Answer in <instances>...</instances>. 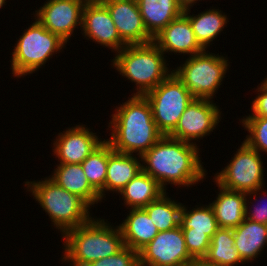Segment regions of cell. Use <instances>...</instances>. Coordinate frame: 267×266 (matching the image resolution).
Here are the masks:
<instances>
[{"label":"cell","mask_w":267,"mask_h":266,"mask_svg":"<svg viewBox=\"0 0 267 266\" xmlns=\"http://www.w3.org/2000/svg\"><path fill=\"white\" fill-rule=\"evenodd\" d=\"M83 126L68 129L54 142V153L64 164H81L103 142Z\"/></svg>","instance_id":"obj_15"},{"label":"cell","mask_w":267,"mask_h":266,"mask_svg":"<svg viewBox=\"0 0 267 266\" xmlns=\"http://www.w3.org/2000/svg\"><path fill=\"white\" fill-rule=\"evenodd\" d=\"M119 227L124 246L137 252L150 243L159 232L143 208L131 209L130 214Z\"/></svg>","instance_id":"obj_18"},{"label":"cell","mask_w":267,"mask_h":266,"mask_svg":"<svg viewBox=\"0 0 267 266\" xmlns=\"http://www.w3.org/2000/svg\"><path fill=\"white\" fill-rule=\"evenodd\" d=\"M194 259L189 255L180 226L160 231L139 251L140 266H184Z\"/></svg>","instance_id":"obj_10"},{"label":"cell","mask_w":267,"mask_h":266,"mask_svg":"<svg viewBox=\"0 0 267 266\" xmlns=\"http://www.w3.org/2000/svg\"><path fill=\"white\" fill-rule=\"evenodd\" d=\"M133 154L115 152L108 143L105 190L120 192L140 171L142 165Z\"/></svg>","instance_id":"obj_20"},{"label":"cell","mask_w":267,"mask_h":266,"mask_svg":"<svg viewBox=\"0 0 267 266\" xmlns=\"http://www.w3.org/2000/svg\"><path fill=\"white\" fill-rule=\"evenodd\" d=\"M247 203H245V217L254 222L267 225V205L266 206H255L253 211L248 212Z\"/></svg>","instance_id":"obj_33"},{"label":"cell","mask_w":267,"mask_h":266,"mask_svg":"<svg viewBox=\"0 0 267 266\" xmlns=\"http://www.w3.org/2000/svg\"><path fill=\"white\" fill-rule=\"evenodd\" d=\"M220 110L209 99L194 98L182 113L177 126L169 135L191 142L213 131L219 123Z\"/></svg>","instance_id":"obj_11"},{"label":"cell","mask_w":267,"mask_h":266,"mask_svg":"<svg viewBox=\"0 0 267 266\" xmlns=\"http://www.w3.org/2000/svg\"><path fill=\"white\" fill-rule=\"evenodd\" d=\"M51 179L60 187L83 199L89 206L101 201L99 193L88 182L81 164L60 163Z\"/></svg>","instance_id":"obj_21"},{"label":"cell","mask_w":267,"mask_h":266,"mask_svg":"<svg viewBox=\"0 0 267 266\" xmlns=\"http://www.w3.org/2000/svg\"><path fill=\"white\" fill-rule=\"evenodd\" d=\"M108 9L120 38L126 45H143L153 42L147 32L137 1L100 0Z\"/></svg>","instance_id":"obj_13"},{"label":"cell","mask_w":267,"mask_h":266,"mask_svg":"<svg viewBox=\"0 0 267 266\" xmlns=\"http://www.w3.org/2000/svg\"><path fill=\"white\" fill-rule=\"evenodd\" d=\"M189 9H185L183 13L188 17L198 43L205 49L222 31V28L227 23V18L225 15H222L221 11L219 12L216 9H209V11L202 12L193 17L189 16Z\"/></svg>","instance_id":"obj_25"},{"label":"cell","mask_w":267,"mask_h":266,"mask_svg":"<svg viewBox=\"0 0 267 266\" xmlns=\"http://www.w3.org/2000/svg\"><path fill=\"white\" fill-rule=\"evenodd\" d=\"M58 35L47 30L37 19L18 40L12 54V74L15 77L35 72L49 56L64 46Z\"/></svg>","instance_id":"obj_6"},{"label":"cell","mask_w":267,"mask_h":266,"mask_svg":"<svg viewBox=\"0 0 267 266\" xmlns=\"http://www.w3.org/2000/svg\"><path fill=\"white\" fill-rule=\"evenodd\" d=\"M242 123L250 133L244 142L258 153L267 152V117L249 115Z\"/></svg>","instance_id":"obj_29"},{"label":"cell","mask_w":267,"mask_h":266,"mask_svg":"<svg viewBox=\"0 0 267 266\" xmlns=\"http://www.w3.org/2000/svg\"><path fill=\"white\" fill-rule=\"evenodd\" d=\"M147 32L154 38L183 13L176 0H137Z\"/></svg>","instance_id":"obj_19"},{"label":"cell","mask_w":267,"mask_h":266,"mask_svg":"<svg viewBox=\"0 0 267 266\" xmlns=\"http://www.w3.org/2000/svg\"><path fill=\"white\" fill-rule=\"evenodd\" d=\"M259 91L260 95L258 94L251 106L253 110V115L251 116L267 117V78L261 84L260 88H258Z\"/></svg>","instance_id":"obj_32"},{"label":"cell","mask_w":267,"mask_h":266,"mask_svg":"<svg viewBox=\"0 0 267 266\" xmlns=\"http://www.w3.org/2000/svg\"><path fill=\"white\" fill-rule=\"evenodd\" d=\"M87 266H140L139 252L124 246L115 255L99 259Z\"/></svg>","instance_id":"obj_31"},{"label":"cell","mask_w":267,"mask_h":266,"mask_svg":"<svg viewBox=\"0 0 267 266\" xmlns=\"http://www.w3.org/2000/svg\"><path fill=\"white\" fill-rule=\"evenodd\" d=\"M191 266H220V265L209 263L204 258H202V259H194L191 262Z\"/></svg>","instance_id":"obj_34"},{"label":"cell","mask_w":267,"mask_h":266,"mask_svg":"<svg viewBox=\"0 0 267 266\" xmlns=\"http://www.w3.org/2000/svg\"><path fill=\"white\" fill-rule=\"evenodd\" d=\"M144 96L151 105L153 119L162 135H170L174 131L182 113L194 99L172 71Z\"/></svg>","instance_id":"obj_7"},{"label":"cell","mask_w":267,"mask_h":266,"mask_svg":"<svg viewBox=\"0 0 267 266\" xmlns=\"http://www.w3.org/2000/svg\"><path fill=\"white\" fill-rule=\"evenodd\" d=\"M25 185L31 187L29 191L63 233L91 219L88 213L90 206L77 195L60 187L51 178L39 182H26Z\"/></svg>","instance_id":"obj_5"},{"label":"cell","mask_w":267,"mask_h":266,"mask_svg":"<svg viewBox=\"0 0 267 266\" xmlns=\"http://www.w3.org/2000/svg\"><path fill=\"white\" fill-rule=\"evenodd\" d=\"M227 61L223 56L208 54L204 50L190 56L173 73L194 98L210 100L221 85L227 71Z\"/></svg>","instance_id":"obj_8"},{"label":"cell","mask_w":267,"mask_h":266,"mask_svg":"<svg viewBox=\"0 0 267 266\" xmlns=\"http://www.w3.org/2000/svg\"><path fill=\"white\" fill-rule=\"evenodd\" d=\"M81 27L85 36L117 52L126 46L107 7L100 0H88L85 3Z\"/></svg>","instance_id":"obj_14"},{"label":"cell","mask_w":267,"mask_h":266,"mask_svg":"<svg viewBox=\"0 0 267 266\" xmlns=\"http://www.w3.org/2000/svg\"><path fill=\"white\" fill-rule=\"evenodd\" d=\"M196 144L163 135L141 158L142 171L155 179L164 189L166 182L189 186L202 180L205 170L198 157Z\"/></svg>","instance_id":"obj_1"},{"label":"cell","mask_w":267,"mask_h":266,"mask_svg":"<svg viewBox=\"0 0 267 266\" xmlns=\"http://www.w3.org/2000/svg\"><path fill=\"white\" fill-rule=\"evenodd\" d=\"M181 229H191V232H204L210 238L219 229L214 210L209 204L207 207H198L188 211L182 206L180 214Z\"/></svg>","instance_id":"obj_28"},{"label":"cell","mask_w":267,"mask_h":266,"mask_svg":"<svg viewBox=\"0 0 267 266\" xmlns=\"http://www.w3.org/2000/svg\"><path fill=\"white\" fill-rule=\"evenodd\" d=\"M113 61V66L123 76L137 85L134 95L144 96L164 81L170 74L163 52L154 43L126 45Z\"/></svg>","instance_id":"obj_4"},{"label":"cell","mask_w":267,"mask_h":266,"mask_svg":"<svg viewBox=\"0 0 267 266\" xmlns=\"http://www.w3.org/2000/svg\"><path fill=\"white\" fill-rule=\"evenodd\" d=\"M153 42L164 52L195 55L205 49L198 43L188 17L182 13L155 37Z\"/></svg>","instance_id":"obj_16"},{"label":"cell","mask_w":267,"mask_h":266,"mask_svg":"<svg viewBox=\"0 0 267 266\" xmlns=\"http://www.w3.org/2000/svg\"><path fill=\"white\" fill-rule=\"evenodd\" d=\"M260 156L243 141L230 164L215 176L216 183L228 190L257 194L263 185V162Z\"/></svg>","instance_id":"obj_9"},{"label":"cell","mask_w":267,"mask_h":266,"mask_svg":"<svg viewBox=\"0 0 267 266\" xmlns=\"http://www.w3.org/2000/svg\"><path fill=\"white\" fill-rule=\"evenodd\" d=\"M6 0H0V8L5 4Z\"/></svg>","instance_id":"obj_36"},{"label":"cell","mask_w":267,"mask_h":266,"mask_svg":"<svg viewBox=\"0 0 267 266\" xmlns=\"http://www.w3.org/2000/svg\"><path fill=\"white\" fill-rule=\"evenodd\" d=\"M234 246L241 259L245 261L256 258L267 243V225L246 219L233 229Z\"/></svg>","instance_id":"obj_22"},{"label":"cell","mask_w":267,"mask_h":266,"mask_svg":"<svg viewBox=\"0 0 267 266\" xmlns=\"http://www.w3.org/2000/svg\"><path fill=\"white\" fill-rule=\"evenodd\" d=\"M143 209L159 232L172 230L179 226L182 204H177L166 197V191Z\"/></svg>","instance_id":"obj_26"},{"label":"cell","mask_w":267,"mask_h":266,"mask_svg":"<svg viewBox=\"0 0 267 266\" xmlns=\"http://www.w3.org/2000/svg\"><path fill=\"white\" fill-rule=\"evenodd\" d=\"M195 1L198 0H176V2L182 7L183 10L190 8Z\"/></svg>","instance_id":"obj_35"},{"label":"cell","mask_w":267,"mask_h":266,"mask_svg":"<svg viewBox=\"0 0 267 266\" xmlns=\"http://www.w3.org/2000/svg\"><path fill=\"white\" fill-rule=\"evenodd\" d=\"M108 165V142H104L95 149L82 163L81 166L91 186L104 197L106 171Z\"/></svg>","instance_id":"obj_27"},{"label":"cell","mask_w":267,"mask_h":266,"mask_svg":"<svg viewBox=\"0 0 267 266\" xmlns=\"http://www.w3.org/2000/svg\"><path fill=\"white\" fill-rule=\"evenodd\" d=\"M164 191L155 179L140 171L119 193L127 206L138 209L158 199Z\"/></svg>","instance_id":"obj_23"},{"label":"cell","mask_w":267,"mask_h":266,"mask_svg":"<svg viewBox=\"0 0 267 266\" xmlns=\"http://www.w3.org/2000/svg\"><path fill=\"white\" fill-rule=\"evenodd\" d=\"M216 200L211 203L219 228L234 229L245 220L246 192L232 191L221 186Z\"/></svg>","instance_id":"obj_17"},{"label":"cell","mask_w":267,"mask_h":266,"mask_svg":"<svg viewBox=\"0 0 267 266\" xmlns=\"http://www.w3.org/2000/svg\"><path fill=\"white\" fill-rule=\"evenodd\" d=\"M86 2L87 0H48L37 11V20L67 42L76 25L82 26V11Z\"/></svg>","instance_id":"obj_12"},{"label":"cell","mask_w":267,"mask_h":266,"mask_svg":"<svg viewBox=\"0 0 267 266\" xmlns=\"http://www.w3.org/2000/svg\"><path fill=\"white\" fill-rule=\"evenodd\" d=\"M234 242L233 229L219 228L211 238L204 259L220 266H234V264L243 263Z\"/></svg>","instance_id":"obj_24"},{"label":"cell","mask_w":267,"mask_h":266,"mask_svg":"<svg viewBox=\"0 0 267 266\" xmlns=\"http://www.w3.org/2000/svg\"><path fill=\"white\" fill-rule=\"evenodd\" d=\"M112 117L110 128L113 130L107 142L115 152H138L140 157L163 136L157 129L151 105L145 96L133 95Z\"/></svg>","instance_id":"obj_2"},{"label":"cell","mask_w":267,"mask_h":266,"mask_svg":"<svg viewBox=\"0 0 267 266\" xmlns=\"http://www.w3.org/2000/svg\"><path fill=\"white\" fill-rule=\"evenodd\" d=\"M104 220L92 218L79 227L67 230L65 256L74 266H87L108 256L115 255L124 247L122 232L118 226L112 229Z\"/></svg>","instance_id":"obj_3"},{"label":"cell","mask_w":267,"mask_h":266,"mask_svg":"<svg viewBox=\"0 0 267 266\" xmlns=\"http://www.w3.org/2000/svg\"><path fill=\"white\" fill-rule=\"evenodd\" d=\"M185 245L193 259H202L207 255L211 238L204 232H191V229H182Z\"/></svg>","instance_id":"obj_30"}]
</instances>
